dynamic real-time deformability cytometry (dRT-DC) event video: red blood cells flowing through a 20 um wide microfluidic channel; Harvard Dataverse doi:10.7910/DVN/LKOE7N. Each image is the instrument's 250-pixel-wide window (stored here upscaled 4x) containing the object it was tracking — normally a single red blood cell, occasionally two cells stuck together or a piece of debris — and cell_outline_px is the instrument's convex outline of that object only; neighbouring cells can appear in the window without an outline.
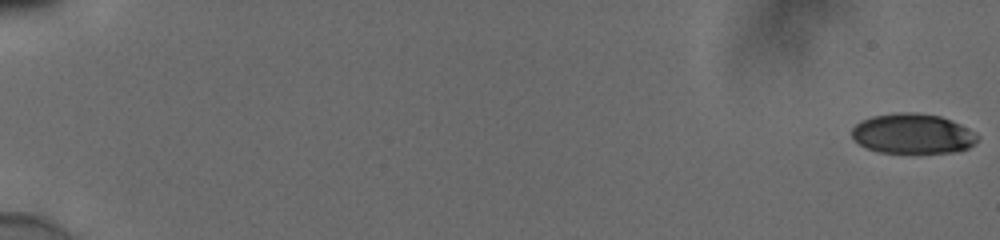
{"species": "human", "species_latin": "Homo sapiens", "temperature_condition": "cold", "stored_images_in_passage": 56, "camera_frame_rate_fps": 3000, "um_per_image_px": 0.085, "donor": {"sex": "male"}, "frame": {"image": 1, "passage_image": 1, "time_ms": 0.0, "image_size_px": [1000, 240], "cell_outline_px": [[980, 140], [968, 148], [956, 152], [876, 152], [860, 144], [852, 136], [852, 128], [860, 120], [872, 116], [896, 112], [916, 112], [940, 116], [952, 120], [968, 128], [980, 136]], "centroid_in_image_um": [77.61, 11.35], "position_along_channel_um": 7.4, "area_um2": 29.42}}
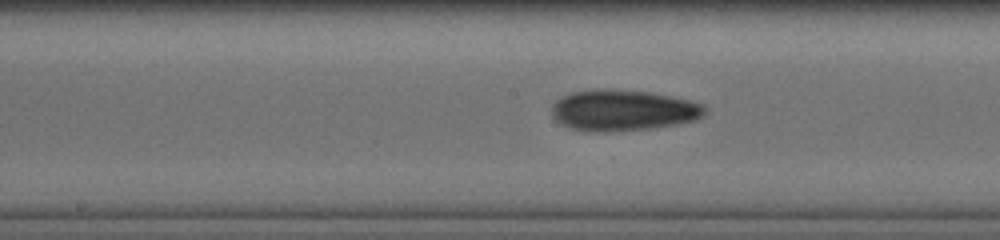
{"frame": {"image": 2, "passage_image": 32, "time_ms": 10.333, "image_size_px": [1000, 240], "cell_outline_px": [[708, 112], [704, 116], [696, 120], [676, 124], [652, 128], [608, 132], [584, 132], [568, 128], [560, 124], [552, 116], [552, 104], [556, 100], [572, 92], [600, 88], [604, 88], [652, 92], [692, 100], [704, 104], [708, 108]], "centroid_in_image_um": [52.98, 9.38], "position_along_channel_um": 195.2, "area_um2": 37.4}}
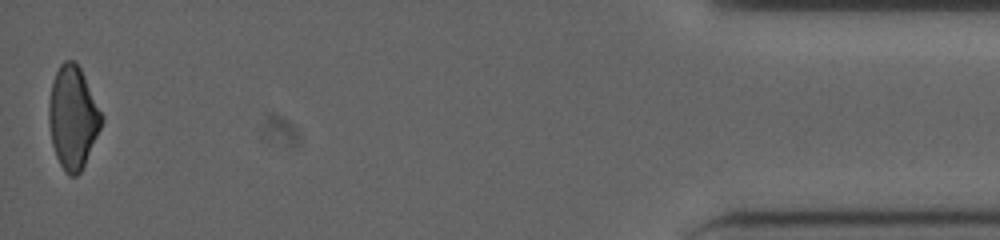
{"frame": {"image": 3, "passage_image": 56, "time_ms": 18.333, "image_size_px": [1000, 240], "cell_outline_px": [[104, 120], [84, 164], [80, 172], [76, 176], [68, 176], [64, 172], [56, 156], [52, 144], [48, 120], [48, 104], [52, 80], [60, 64], [64, 60], [76, 60], [104, 116]], "centroid_in_image_um": [6.18, 9.97], "position_along_channel_um": 429.0, "area_um2": 31.62}, "authors_computed_cell_mechanics": {"area_um2": 32.9749, "velocity_mm_per_s": 3.8839, "shape_relaxation_time_tau1_ms": 10.0727, "shape_relaxation_time_tau2_ms": 5.7967, "deformation_change_tau1": 0.1931, "deformation_change_tau2": 0.1249}}